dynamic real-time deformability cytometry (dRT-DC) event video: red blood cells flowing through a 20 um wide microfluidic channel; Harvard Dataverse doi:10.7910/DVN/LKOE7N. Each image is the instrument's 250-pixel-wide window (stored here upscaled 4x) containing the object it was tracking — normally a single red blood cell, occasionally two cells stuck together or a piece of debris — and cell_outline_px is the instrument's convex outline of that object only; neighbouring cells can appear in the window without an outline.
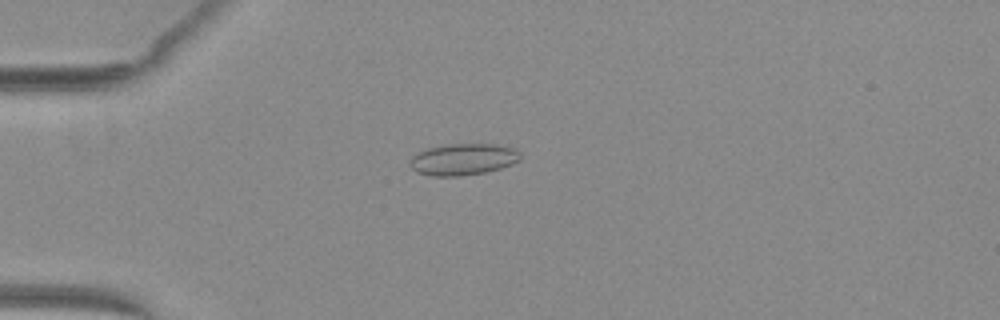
{"species": "common noctule bat (a hibernating species)", "species_latin": "Nyctalus noctula", "temperature_condition": "warm", "stored_images_in_passage": 40, "camera_frame_rate_fps": 3000, "um_per_image_px": 0.085, "animal": {"sex": "female", "body_mass_g": 29.2, "forearm_length_mm": 56.3}, "frame": {"image": 1, "passage_image": 3, "time_ms": 0.667, "image_size_px": [1000, 320], "cell_outline_px": [[520, 160], [512, 164], [500, 168], [484, 172], [460, 176], [432, 176], [416, 172], [408, 164], [412, 156], [428, 148], [448, 144], [496, 144], [512, 148], [520, 152]], "centroid_in_image_um": [39.35, 13.55], "position_along_channel_um": 45.7, "area_um2": 20.23}}
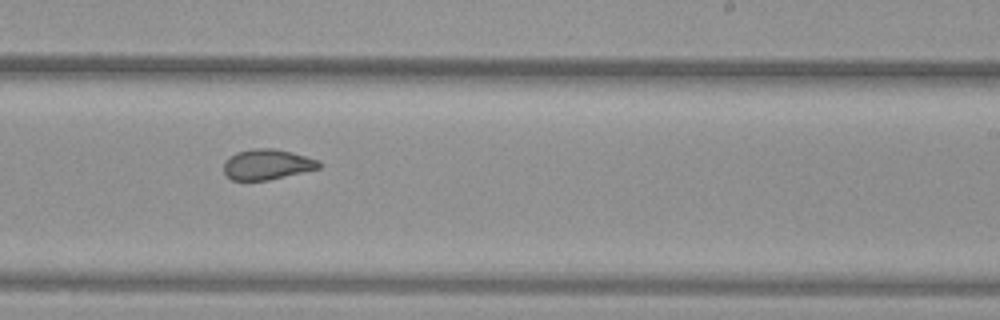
{"frame": {"image": 2, "passage_image": 21, "time_ms": 6.667, "image_size_px": [1000, 320], "cell_outline_px": [[320, 168], [268, 180], [232, 180], [224, 172], [224, 160], [228, 156], [236, 152], [252, 148], [272, 148], [292, 152], [320, 160]], "centroid_in_image_um": [22.68, 13.96], "position_along_channel_um": 266.3, "area_um2": 16.94}}
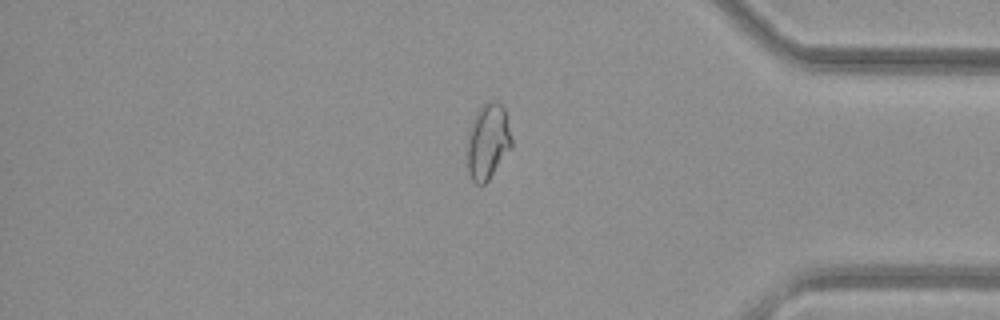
{"frame": {"image": 3, "passage_image": 32, "time_ms": 10.333, "image_size_px": [1000, 320], "cell_outline_px": [[512, 148], [488, 180], [484, 184], [476, 184], [472, 180], [468, 172], [468, 132], [472, 120], [476, 112], [488, 100], [496, 100], [504, 108], [512, 140]], "centroid_in_image_um": [41.47, 12.02], "position_along_channel_um": 393.7, "area_um2": 19.54}, "authors_computed_cell_mechanics": {"area_um2": 18.2937, "velocity_mm_per_s": 4.086, "shape_relaxation_time_tau1_ms": null, "shape_relaxation_time_tau2_ms": 1.1609, "deformation_change_tau1": null, "deformation_change_tau2": 0.0712}}